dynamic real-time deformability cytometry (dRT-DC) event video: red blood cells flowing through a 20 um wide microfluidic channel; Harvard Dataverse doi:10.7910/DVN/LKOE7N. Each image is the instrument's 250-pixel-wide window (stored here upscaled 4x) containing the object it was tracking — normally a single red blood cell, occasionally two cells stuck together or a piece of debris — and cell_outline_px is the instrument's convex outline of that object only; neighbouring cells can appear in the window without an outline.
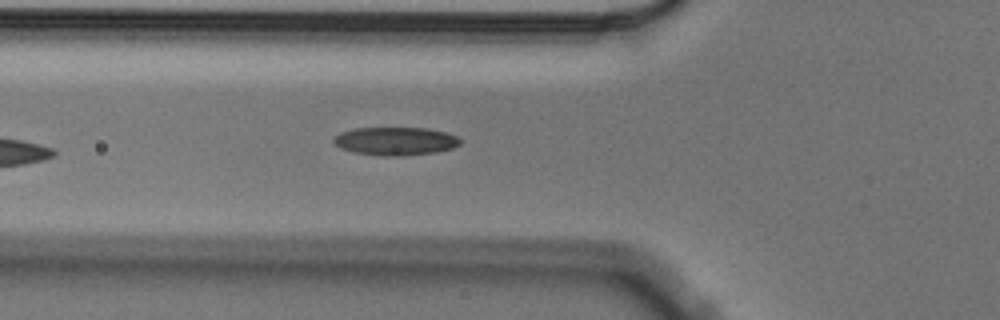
{"species": "Egyptian fruit bat (a non-hibernating species)", "species_latin": "Rousettus aegyptiacus", "temperature_condition": "cold", "stored_images_in_passage": 5, "camera_frame_rate_fps": 3000, "um_per_image_px": 0.085, "animal": {"sex": "male"}, "frame": {"image": 1, "passage_image": 5, "time_ms": 1.333, "image_size_px": [1000, 320], "cell_outline_px": [[460, 144], [452, 148], [436, 152], [404, 156], [388, 156], [356, 152], [340, 148], [332, 140], [340, 132], [356, 128], [428, 128], [444, 132], [456, 136], [460, 140]], "centroid_in_image_um": [33.62, 11.99], "position_along_channel_um": 92.2, "area_um2": 20.58}}